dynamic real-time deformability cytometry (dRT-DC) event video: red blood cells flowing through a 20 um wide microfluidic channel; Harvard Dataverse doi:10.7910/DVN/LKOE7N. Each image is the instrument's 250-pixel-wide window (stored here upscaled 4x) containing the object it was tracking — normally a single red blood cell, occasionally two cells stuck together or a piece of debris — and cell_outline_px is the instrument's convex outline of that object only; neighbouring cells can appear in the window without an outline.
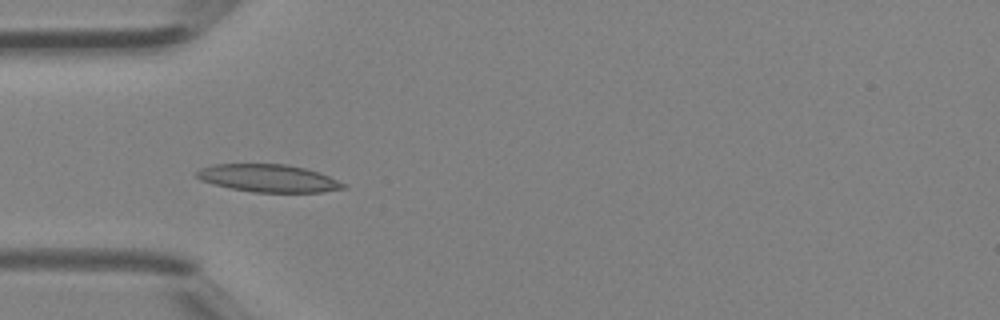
{"species": "Egyptian fruit bat (a non-hibernating species)", "species_latin": "Rousettus aegyptiacus", "temperature_condition": "room temperature", "stored_images_in_passage": 30, "camera_frame_rate_fps": 3000, "um_per_image_px": 0.085, "animal": {"sex": "female"}, "frame": {"image": 1, "passage_image": 1, "time_ms": 0.0, "image_size_px": [1000, 320], "cell_outline_px": [[348, 188], [320, 192], [252, 192], [212, 184], [200, 180], [196, 176], [196, 172], [200, 168], [212, 164], [284, 164], [304, 168], [328, 176], [344, 184]], "centroid_in_image_um": [22.76, 15.15], "position_along_channel_um": 62.2, "area_um2": 23.41}}
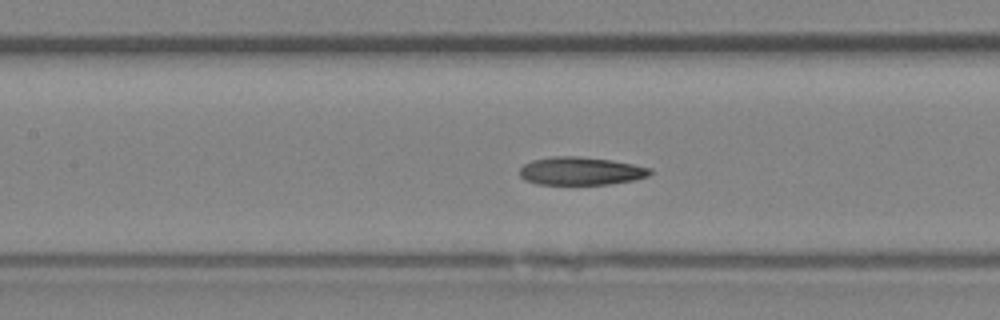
{"frame": {"image": 2, "passage_image": 7, "time_ms": 2.0, "image_size_px": [1000, 320], "cell_outline_px": [[652, 172], [648, 176], [636, 180], [608, 184], [536, 184], [524, 180], [520, 176], [520, 168], [524, 164], [532, 160], [552, 156], [580, 156], [612, 160], [652, 168]], "centroid_in_image_um": [49.37, 14.53], "position_along_channel_um": 158.0, "area_um2": 21.44}}
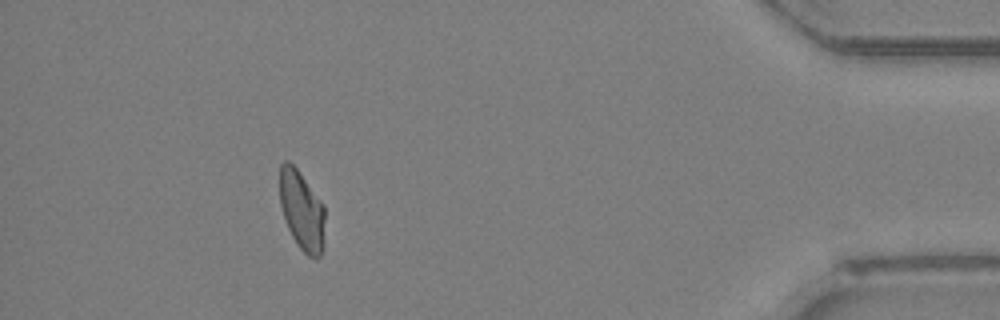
{"frame": {"image": 3, "passage_image": 26, "time_ms": 8.333, "image_size_px": [1000, 320], "cell_outline_px": [[324, 248], [320, 256], [316, 260], [308, 256], [296, 244], [284, 220], [280, 204], [280, 164], [284, 160], [288, 160], [296, 168], [324, 204]], "centroid_in_image_um": [25.66, 17.93], "position_along_channel_um": 409.5, "area_um2": 21.15}}